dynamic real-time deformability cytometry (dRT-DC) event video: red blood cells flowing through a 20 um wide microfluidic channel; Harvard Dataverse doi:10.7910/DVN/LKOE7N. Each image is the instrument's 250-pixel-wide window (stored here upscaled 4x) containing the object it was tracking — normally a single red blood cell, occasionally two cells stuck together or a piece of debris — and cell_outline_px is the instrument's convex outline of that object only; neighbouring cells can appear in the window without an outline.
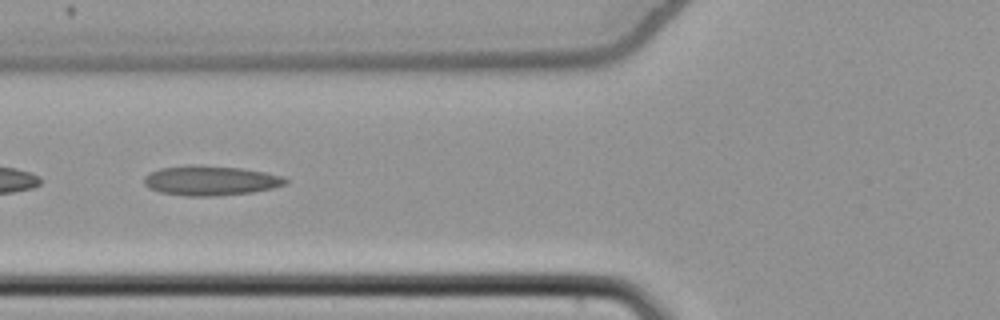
{"species": "common noctule bat (a hibernating species)", "species_latin": "Nyctalus noctula", "temperature_condition": "cold", "stored_images_in_passage": 54, "camera_frame_rate_fps": 3000, "um_per_image_px": 0.085, "animal": {"sex": "female", "body_mass_g": 22.7, "forearm_length_mm": 54.2}, "frame": {"image": 1, "passage_image": 22, "time_ms": 7.0, "image_size_px": [1000, 320], "cell_outline_px": [[288, 184], [272, 188], [252, 192], [216, 196], [184, 196], [160, 192], [148, 188], [144, 184], [144, 176], [148, 172], [160, 168], [188, 164], [200, 164], [240, 168], [264, 172], [284, 176], [288, 180]], "centroid_in_image_um": [17.87, 15.34], "position_along_channel_um": 107.9, "area_um2": 24.91}}
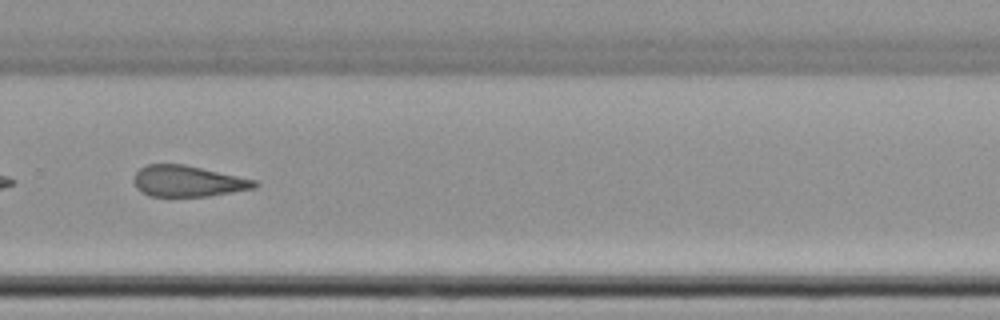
{"frame": {"image": 2, "passage_image": 38, "time_ms": 12.333, "image_size_px": [1000, 320], "cell_outline_px": [[260, 184], [256, 188], [208, 196], [148, 196], [140, 192], [136, 188], [132, 180], [132, 176], [144, 164], [184, 164], [260, 180]], "centroid_in_image_um": [15.98, 15.39], "position_along_channel_um": 313.8, "area_um2": 22.37}}
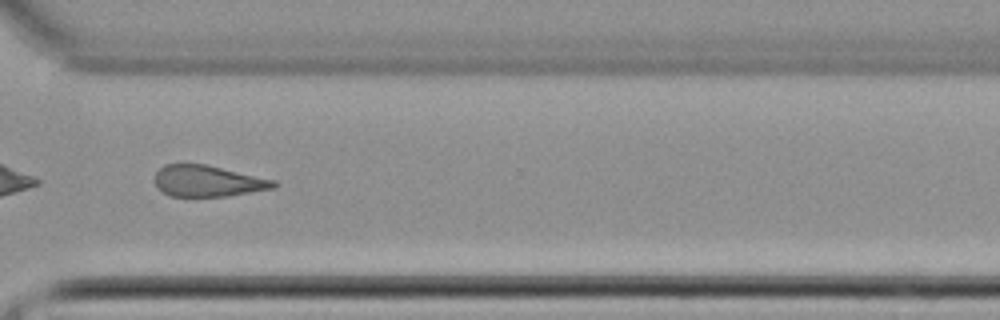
{"frame": {"image": 3, "passage_image": 41, "time_ms": 13.333, "image_size_px": [1000, 320], "cell_outline_px": [[280, 184], [276, 188], [228, 196], [168, 196], [156, 188], [152, 180], [156, 172], [164, 164], [204, 164], [276, 180]], "centroid_in_image_um": [17.64, 15.4], "position_along_channel_um": 353.0, "area_um2": 21.96}, "authors_computed_cell_mechanics": {"area_um2": 22.9755, "velocity_mm_per_s": 3.8589, "shape_relaxation_time_tau1_ms": null, "shape_relaxation_time_tau2_ms": 5.5939, "deformation_change_tau1": null, "deformation_change_tau2": 0.1554}}